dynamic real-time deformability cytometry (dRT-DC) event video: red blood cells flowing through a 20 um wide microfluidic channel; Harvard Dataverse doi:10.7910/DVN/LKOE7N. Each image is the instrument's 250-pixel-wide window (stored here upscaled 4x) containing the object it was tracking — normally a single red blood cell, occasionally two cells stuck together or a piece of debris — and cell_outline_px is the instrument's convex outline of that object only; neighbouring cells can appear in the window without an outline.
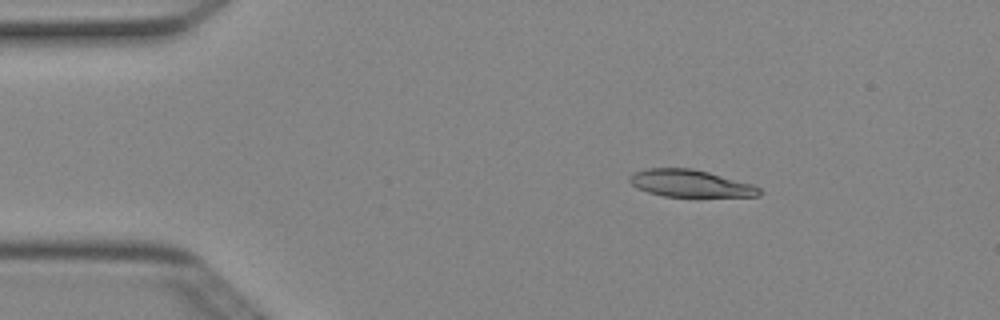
{"species": "Egyptian fruit bat (a non-hibernating species)", "species_latin": "Rousettus aegyptiacus", "temperature_condition": "cold", "stored_images_in_passage": 4, "camera_frame_rate_fps": 3000, "um_per_image_px": 0.085, "animal": {"sex": "female"}, "frame": {"image": 1, "passage_image": 2, "time_ms": 0.333, "image_size_px": [1000, 320], "cell_outline_px": [[764, 192], [760, 196], [664, 196], [648, 192], [636, 188], [628, 180], [628, 176], [636, 172], [648, 168], [692, 168], [708, 172], [752, 184], [760, 188]], "centroid_in_image_um": [58.67, 15.59], "position_along_channel_um": 26.3, "area_um2": 20.4}}
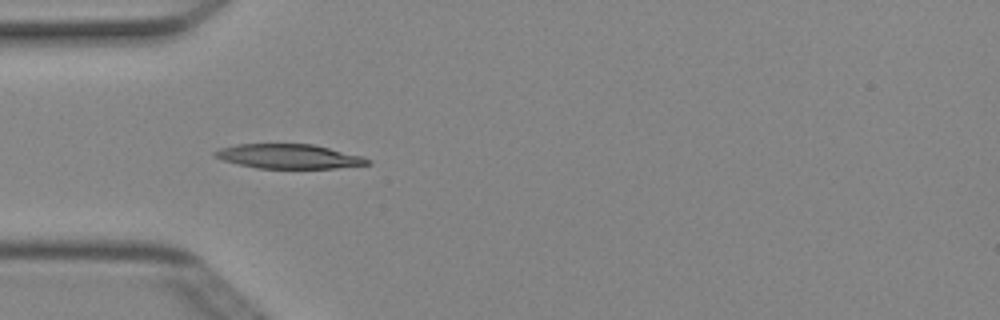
{"frame": {"image": 2, "passage_image": 3, "time_ms": 0.667, "image_size_px": [1000, 320], "cell_outline_px": [[372, 164], [336, 168], [256, 168], [224, 160], [212, 156], [212, 152], [220, 148], [236, 144], [312, 144], [360, 156], [372, 160]], "centroid_in_image_um": [24.53, 13.29], "position_along_channel_um": 60.5, "area_um2": 21.56}}
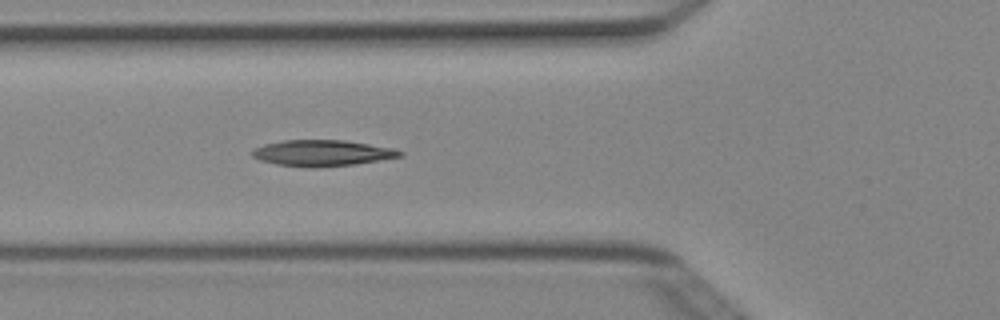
{"frame": {"image": 3, "passage_image": 4, "time_ms": 1.0, "image_size_px": [1000, 320], "cell_outline_px": [[404, 156], [356, 164], [316, 168], [312, 168], [276, 164], [260, 160], [252, 156], [252, 148], [264, 144], [284, 140], [344, 140], [396, 148], [404, 152]], "centroid_in_image_um": [27.42, 13.01], "position_along_channel_um": 98.4, "area_um2": 22.72}}